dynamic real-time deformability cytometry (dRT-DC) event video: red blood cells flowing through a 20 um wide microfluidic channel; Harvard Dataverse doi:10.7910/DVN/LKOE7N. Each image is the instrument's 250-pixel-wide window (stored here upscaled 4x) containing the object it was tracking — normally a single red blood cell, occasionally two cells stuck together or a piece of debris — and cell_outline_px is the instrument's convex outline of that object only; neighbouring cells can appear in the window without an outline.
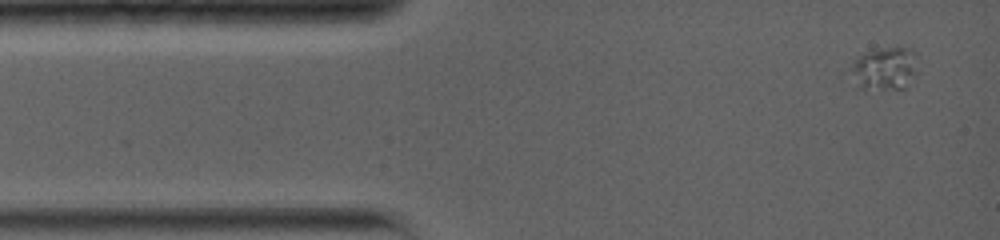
{"species": "common noctule bat (a hibernating species)", "species_latin": "Nyctalus noctula", "temperature_condition": "warm", "stored_images_in_passage": 6, "camera_frame_rate_fps": 5000, "um_per_image_px": 0.085, "animal": {"sex": "female", "body_mass_g": 19.0, "forearm_length_mm": 56.7}, "frame": {"image": 1, "passage_image": 1, "time_ms": 0.0, "image_size_px": [1000, 240], "cell_outline_px": [[916, 72], [904, 88], [864, 92], [848, 68], [860, 56], [868, 52], [884, 48], [912, 48], [916, 52]], "centroid_in_image_um": [75.2, 5.86], "position_along_channel_um": 9.8, "area_um2": 16.76}}
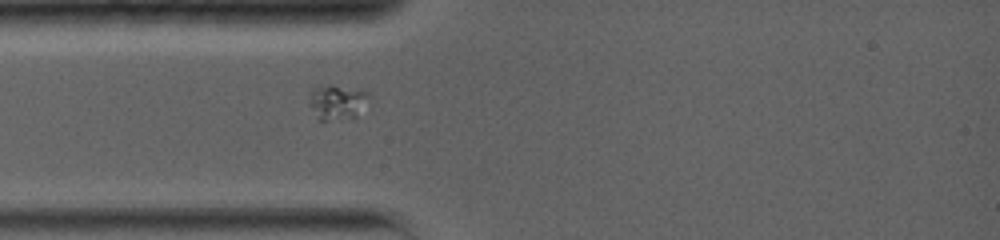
{"frame": {"image": 2, "passage_image": 4, "time_ms": 3.2, "image_size_px": [1000, 240], "cell_outline_px": [[368, 92], [356, 120], [316, 120], [312, 108], [312, 92], [316, 88], [328, 84], [332, 84]], "centroid_in_image_um": [28.66, 8.73], "position_along_channel_um": 56.3, "area_um2": 11.79}}